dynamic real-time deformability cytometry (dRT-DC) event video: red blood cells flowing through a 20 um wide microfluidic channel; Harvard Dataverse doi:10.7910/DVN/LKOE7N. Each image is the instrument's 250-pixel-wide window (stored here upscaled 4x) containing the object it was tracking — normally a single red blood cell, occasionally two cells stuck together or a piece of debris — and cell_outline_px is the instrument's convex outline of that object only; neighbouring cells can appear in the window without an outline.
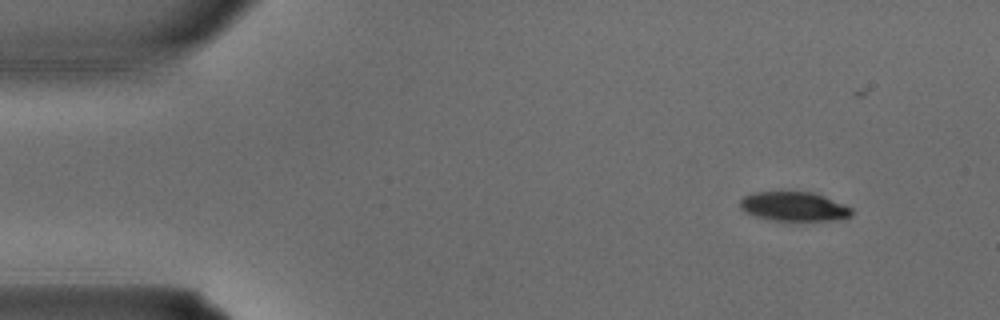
{"species": "common noctule bat (a hibernating species)", "species_latin": "Nyctalus noctula", "temperature_condition": "warm", "stored_images_in_passage": 2, "segment_of_instrument_passage": [2, 2], "camera_frame_rate_fps": 3000, "um_per_image_px": 0.085, "animal": {"sex": "male", "body_mass_g": 15.6}, "frame": {"image": 1, "passage_image": 2, "time_ms": 0.333, "image_size_px": [1000, 320], "cell_outline_px": [[852, 216], [840, 220], [768, 220], [744, 212], [740, 208], [740, 200], [744, 196], [756, 192], [812, 192], [844, 204], [852, 208]], "centroid_in_image_um": [67.48, 17.56], "position_along_channel_um": 17.5, "area_um2": 18.96}}